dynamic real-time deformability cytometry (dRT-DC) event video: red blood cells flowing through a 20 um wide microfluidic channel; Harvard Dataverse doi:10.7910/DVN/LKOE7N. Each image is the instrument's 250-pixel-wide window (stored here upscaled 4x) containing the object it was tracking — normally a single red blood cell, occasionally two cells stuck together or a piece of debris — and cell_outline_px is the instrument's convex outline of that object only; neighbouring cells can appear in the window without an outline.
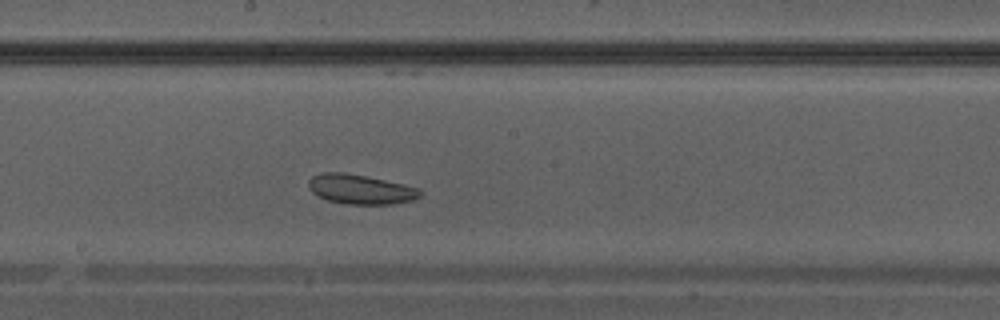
{"species": "Egyptian fruit bat (a non-hibernating species)", "species_latin": "Rousettus aegyptiacus", "temperature_condition": "warm", "stored_images_in_passage": 32, "camera_frame_rate_fps": 3000, "um_per_image_px": 0.085, "animal": {"sex": "male"}, "frame": {"image": 1, "passage_image": 14, "time_ms": 4.333, "image_size_px": [1000, 320], "cell_outline_px": [[420, 196], [412, 200], [392, 204], [344, 204], [328, 200], [312, 192], [308, 188], [308, 180], [312, 176], [320, 172], [344, 172], [404, 184], [420, 188]], "centroid_in_image_um": [30.61, 16.08], "position_along_channel_um": 217.6, "area_um2": 19.19}}